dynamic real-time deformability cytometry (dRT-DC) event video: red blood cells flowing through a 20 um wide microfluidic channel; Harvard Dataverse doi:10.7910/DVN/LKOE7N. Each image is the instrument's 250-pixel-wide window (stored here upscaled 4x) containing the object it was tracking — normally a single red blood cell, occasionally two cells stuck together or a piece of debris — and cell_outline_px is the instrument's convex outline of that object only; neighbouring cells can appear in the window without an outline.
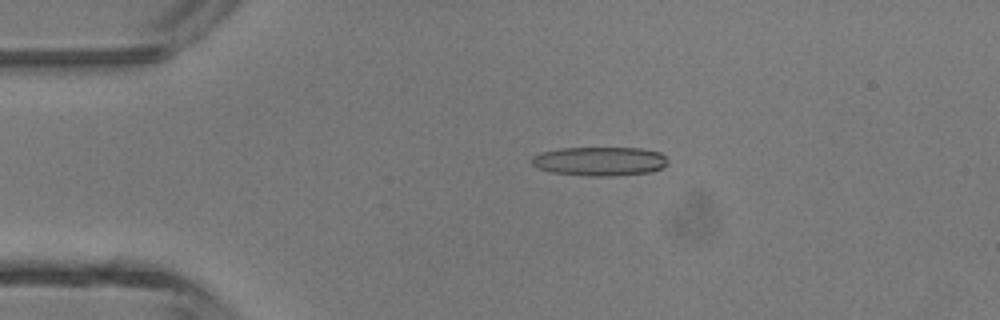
{"species": "common noctule bat (a hibernating species)", "species_latin": "Nyctalus noctula", "temperature_condition": "room temperature", "stored_images_in_passage": 46, "camera_frame_rate_fps": 3000, "um_per_image_px": 0.085, "animal": {"sex": "male", "body_mass_g": 13.3}, "frame": {"image": 1, "passage_image": 10, "time_ms": 3.0, "image_size_px": [1000, 320], "cell_outline_px": [[668, 164], [652, 172], [616, 176], [588, 176], [552, 172], [540, 168], [532, 164], [532, 156], [540, 152], [556, 148], [640, 148], [660, 152], [668, 160]], "centroid_in_image_um": [50.99, 13.7], "position_along_channel_um": 34.0, "area_um2": 23.12}}
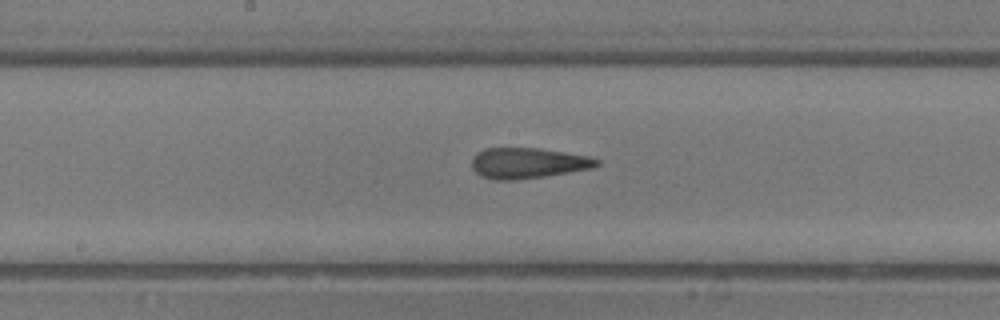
{"frame": {"image": 2, "passage_image": 24, "time_ms": 7.667, "image_size_px": [1000, 320], "cell_outline_px": [[600, 164], [592, 168], [544, 176], [516, 180], [496, 180], [480, 176], [472, 168], [472, 160], [476, 152], [484, 148], [540, 148], [588, 156], [600, 160]], "centroid_in_image_um": [44.84, 13.86], "position_along_channel_um": 203.4, "area_um2": 22.31}}
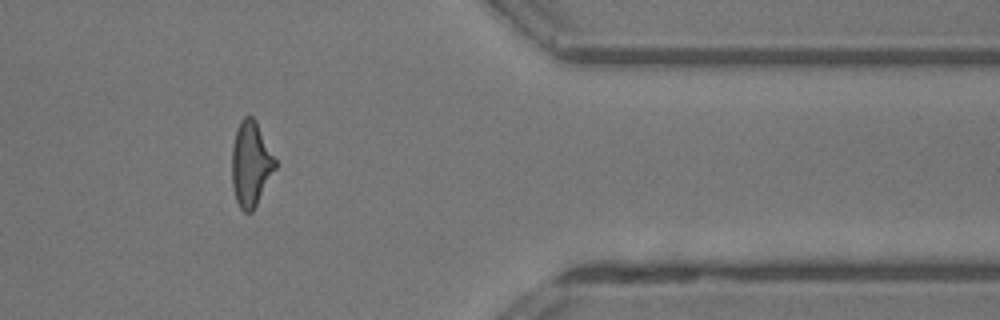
{"frame": {"image": 3, "passage_image": 38, "time_ms": 12.333, "image_size_px": [1000, 320], "cell_outline_px": [[276, 168], [252, 212], [244, 212], [240, 208], [236, 200], [232, 184], [232, 144], [236, 128], [240, 120], [244, 116], [252, 116], [256, 120], [276, 160]], "centroid_in_image_um": [21.3, 13.9], "position_along_channel_um": 390.1, "area_um2": 21.44}, "authors_computed_cell_mechanics": {"area_um2": 22.1952, "velocity_mm_per_s": 4.5086, "shape_relaxation_time_tau1_ms": null, "shape_relaxation_time_tau2_ms": 1.1527, "deformation_change_tau1": null, "deformation_change_tau2": 0.1186}}